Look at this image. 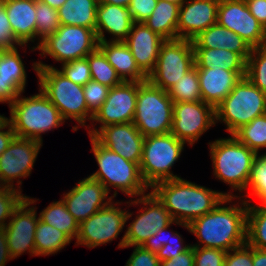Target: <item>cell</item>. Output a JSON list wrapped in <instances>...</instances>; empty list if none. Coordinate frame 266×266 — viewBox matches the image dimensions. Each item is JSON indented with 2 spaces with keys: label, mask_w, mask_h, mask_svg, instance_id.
I'll return each mask as SVG.
<instances>
[{
  "label": "cell",
  "mask_w": 266,
  "mask_h": 266,
  "mask_svg": "<svg viewBox=\"0 0 266 266\" xmlns=\"http://www.w3.org/2000/svg\"><path fill=\"white\" fill-rule=\"evenodd\" d=\"M234 199L240 200V203L226 205ZM247 210L246 199L238 195L225 197L212 211L189 224V232L199 241L192 246L218 248L228 252L246 244Z\"/></svg>",
  "instance_id": "obj_1"
},
{
  "label": "cell",
  "mask_w": 266,
  "mask_h": 266,
  "mask_svg": "<svg viewBox=\"0 0 266 266\" xmlns=\"http://www.w3.org/2000/svg\"><path fill=\"white\" fill-rule=\"evenodd\" d=\"M52 8L59 9L67 0H40Z\"/></svg>",
  "instance_id": "obj_57"
},
{
  "label": "cell",
  "mask_w": 266,
  "mask_h": 266,
  "mask_svg": "<svg viewBox=\"0 0 266 266\" xmlns=\"http://www.w3.org/2000/svg\"><path fill=\"white\" fill-rule=\"evenodd\" d=\"M133 23L128 8L113 4H98L95 32L99 42L107 41L104 32L112 36L109 41H124Z\"/></svg>",
  "instance_id": "obj_24"
},
{
  "label": "cell",
  "mask_w": 266,
  "mask_h": 266,
  "mask_svg": "<svg viewBox=\"0 0 266 266\" xmlns=\"http://www.w3.org/2000/svg\"><path fill=\"white\" fill-rule=\"evenodd\" d=\"M233 135L258 155L259 150L266 148V114L254 118Z\"/></svg>",
  "instance_id": "obj_38"
},
{
  "label": "cell",
  "mask_w": 266,
  "mask_h": 266,
  "mask_svg": "<svg viewBox=\"0 0 266 266\" xmlns=\"http://www.w3.org/2000/svg\"><path fill=\"white\" fill-rule=\"evenodd\" d=\"M226 251L194 246V266H224Z\"/></svg>",
  "instance_id": "obj_44"
},
{
  "label": "cell",
  "mask_w": 266,
  "mask_h": 266,
  "mask_svg": "<svg viewBox=\"0 0 266 266\" xmlns=\"http://www.w3.org/2000/svg\"><path fill=\"white\" fill-rule=\"evenodd\" d=\"M169 227L170 226H167L164 229L158 230L155 235L148 238L144 242L142 247L146 250L151 251L152 253H157L164 245L168 244V241L171 239V236L175 233L174 231L168 230ZM165 234H167V235H165Z\"/></svg>",
  "instance_id": "obj_50"
},
{
  "label": "cell",
  "mask_w": 266,
  "mask_h": 266,
  "mask_svg": "<svg viewBox=\"0 0 266 266\" xmlns=\"http://www.w3.org/2000/svg\"><path fill=\"white\" fill-rule=\"evenodd\" d=\"M39 219L64 232L71 240L78 236L79 223L68 211L62 198L44 208L39 214Z\"/></svg>",
  "instance_id": "obj_32"
},
{
  "label": "cell",
  "mask_w": 266,
  "mask_h": 266,
  "mask_svg": "<svg viewBox=\"0 0 266 266\" xmlns=\"http://www.w3.org/2000/svg\"><path fill=\"white\" fill-rule=\"evenodd\" d=\"M256 87L266 93V50L260 46L252 48L246 62V75Z\"/></svg>",
  "instance_id": "obj_39"
},
{
  "label": "cell",
  "mask_w": 266,
  "mask_h": 266,
  "mask_svg": "<svg viewBox=\"0 0 266 266\" xmlns=\"http://www.w3.org/2000/svg\"><path fill=\"white\" fill-rule=\"evenodd\" d=\"M10 260L12 257L7 244L6 233L4 229H0V266H5Z\"/></svg>",
  "instance_id": "obj_54"
},
{
  "label": "cell",
  "mask_w": 266,
  "mask_h": 266,
  "mask_svg": "<svg viewBox=\"0 0 266 266\" xmlns=\"http://www.w3.org/2000/svg\"><path fill=\"white\" fill-rule=\"evenodd\" d=\"M194 63L197 68L235 71L241 78L246 75V61L230 50L219 48H194Z\"/></svg>",
  "instance_id": "obj_29"
},
{
  "label": "cell",
  "mask_w": 266,
  "mask_h": 266,
  "mask_svg": "<svg viewBox=\"0 0 266 266\" xmlns=\"http://www.w3.org/2000/svg\"><path fill=\"white\" fill-rule=\"evenodd\" d=\"M34 241L36 256H47L60 252L72 240L64 232L39 219Z\"/></svg>",
  "instance_id": "obj_33"
},
{
  "label": "cell",
  "mask_w": 266,
  "mask_h": 266,
  "mask_svg": "<svg viewBox=\"0 0 266 266\" xmlns=\"http://www.w3.org/2000/svg\"><path fill=\"white\" fill-rule=\"evenodd\" d=\"M264 114L266 93L246 76L236 83L229 95L215 108L216 123L223 122L230 135Z\"/></svg>",
  "instance_id": "obj_7"
},
{
  "label": "cell",
  "mask_w": 266,
  "mask_h": 266,
  "mask_svg": "<svg viewBox=\"0 0 266 266\" xmlns=\"http://www.w3.org/2000/svg\"><path fill=\"white\" fill-rule=\"evenodd\" d=\"M89 137L92 144L91 152L94 153L99 167L89 177L101 182L109 193L110 188L114 187L113 198L117 196V190H120L129 198L146 194L149 187L141 176L140 166L110 151L99 144L92 136Z\"/></svg>",
  "instance_id": "obj_5"
},
{
  "label": "cell",
  "mask_w": 266,
  "mask_h": 266,
  "mask_svg": "<svg viewBox=\"0 0 266 266\" xmlns=\"http://www.w3.org/2000/svg\"><path fill=\"white\" fill-rule=\"evenodd\" d=\"M18 48L0 55V103L10 106L25 91L27 75Z\"/></svg>",
  "instance_id": "obj_23"
},
{
  "label": "cell",
  "mask_w": 266,
  "mask_h": 266,
  "mask_svg": "<svg viewBox=\"0 0 266 266\" xmlns=\"http://www.w3.org/2000/svg\"><path fill=\"white\" fill-rule=\"evenodd\" d=\"M262 47L266 50V29H265L264 43H263V46Z\"/></svg>",
  "instance_id": "obj_60"
},
{
  "label": "cell",
  "mask_w": 266,
  "mask_h": 266,
  "mask_svg": "<svg viewBox=\"0 0 266 266\" xmlns=\"http://www.w3.org/2000/svg\"><path fill=\"white\" fill-rule=\"evenodd\" d=\"M160 266H194V246L167 261H161Z\"/></svg>",
  "instance_id": "obj_51"
},
{
  "label": "cell",
  "mask_w": 266,
  "mask_h": 266,
  "mask_svg": "<svg viewBox=\"0 0 266 266\" xmlns=\"http://www.w3.org/2000/svg\"><path fill=\"white\" fill-rule=\"evenodd\" d=\"M182 236L175 231V233L171 236V239L168 241L167 245H164L157 253L158 260L167 261L171 258L176 257L180 253L188 250L192 245H183Z\"/></svg>",
  "instance_id": "obj_47"
},
{
  "label": "cell",
  "mask_w": 266,
  "mask_h": 266,
  "mask_svg": "<svg viewBox=\"0 0 266 266\" xmlns=\"http://www.w3.org/2000/svg\"><path fill=\"white\" fill-rule=\"evenodd\" d=\"M38 91L30 97L20 94L9 106V119L16 137L43 143L42 134L59 128L65 120L40 88Z\"/></svg>",
  "instance_id": "obj_4"
},
{
  "label": "cell",
  "mask_w": 266,
  "mask_h": 266,
  "mask_svg": "<svg viewBox=\"0 0 266 266\" xmlns=\"http://www.w3.org/2000/svg\"><path fill=\"white\" fill-rule=\"evenodd\" d=\"M39 199L26 196L13 211L10 220L4 228L7 244L12 259L20 257L27 251L30 256L35 254V231L39 221L36 206H30Z\"/></svg>",
  "instance_id": "obj_16"
},
{
  "label": "cell",
  "mask_w": 266,
  "mask_h": 266,
  "mask_svg": "<svg viewBox=\"0 0 266 266\" xmlns=\"http://www.w3.org/2000/svg\"><path fill=\"white\" fill-rule=\"evenodd\" d=\"M248 187L251 192L240 197L255 196L260 204L266 205V153L258 154L254 160Z\"/></svg>",
  "instance_id": "obj_40"
},
{
  "label": "cell",
  "mask_w": 266,
  "mask_h": 266,
  "mask_svg": "<svg viewBox=\"0 0 266 266\" xmlns=\"http://www.w3.org/2000/svg\"><path fill=\"white\" fill-rule=\"evenodd\" d=\"M98 48L104 53L122 81H147V76L137 66L129 47L124 41L107 40L99 42Z\"/></svg>",
  "instance_id": "obj_27"
},
{
  "label": "cell",
  "mask_w": 266,
  "mask_h": 266,
  "mask_svg": "<svg viewBox=\"0 0 266 266\" xmlns=\"http://www.w3.org/2000/svg\"><path fill=\"white\" fill-rule=\"evenodd\" d=\"M86 58L89 62L93 81L99 82L109 88L118 86L123 82L99 48L88 54Z\"/></svg>",
  "instance_id": "obj_36"
},
{
  "label": "cell",
  "mask_w": 266,
  "mask_h": 266,
  "mask_svg": "<svg viewBox=\"0 0 266 266\" xmlns=\"http://www.w3.org/2000/svg\"><path fill=\"white\" fill-rule=\"evenodd\" d=\"M248 202L246 243L254 248L266 250V205Z\"/></svg>",
  "instance_id": "obj_34"
},
{
  "label": "cell",
  "mask_w": 266,
  "mask_h": 266,
  "mask_svg": "<svg viewBox=\"0 0 266 266\" xmlns=\"http://www.w3.org/2000/svg\"><path fill=\"white\" fill-rule=\"evenodd\" d=\"M193 48H219L238 53L246 62L252 48L239 35L220 26L218 23L208 27L192 40Z\"/></svg>",
  "instance_id": "obj_28"
},
{
  "label": "cell",
  "mask_w": 266,
  "mask_h": 266,
  "mask_svg": "<svg viewBox=\"0 0 266 266\" xmlns=\"http://www.w3.org/2000/svg\"><path fill=\"white\" fill-rule=\"evenodd\" d=\"M194 65V48L191 40H165L160 47L156 66L147 80L154 86L168 91Z\"/></svg>",
  "instance_id": "obj_12"
},
{
  "label": "cell",
  "mask_w": 266,
  "mask_h": 266,
  "mask_svg": "<svg viewBox=\"0 0 266 266\" xmlns=\"http://www.w3.org/2000/svg\"><path fill=\"white\" fill-rule=\"evenodd\" d=\"M129 206L143 204L142 209L131 223H129L117 248H128L142 246L144 242L155 235L158 230L164 229L172 224L180 225L189 231V225L174 221L170 212L150 191L140 197L129 200Z\"/></svg>",
  "instance_id": "obj_10"
},
{
  "label": "cell",
  "mask_w": 266,
  "mask_h": 266,
  "mask_svg": "<svg viewBox=\"0 0 266 266\" xmlns=\"http://www.w3.org/2000/svg\"><path fill=\"white\" fill-rule=\"evenodd\" d=\"M163 1H168V2H172V3H179V4H181L184 0H163Z\"/></svg>",
  "instance_id": "obj_59"
},
{
  "label": "cell",
  "mask_w": 266,
  "mask_h": 266,
  "mask_svg": "<svg viewBox=\"0 0 266 266\" xmlns=\"http://www.w3.org/2000/svg\"><path fill=\"white\" fill-rule=\"evenodd\" d=\"M216 125L215 108L203 101L175 102L170 133L190 146Z\"/></svg>",
  "instance_id": "obj_14"
},
{
  "label": "cell",
  "mask_w": 266,
  "mask_h": 266,
  "mask_svg": "<svg viewBox=\"0 0 266 266\" xmlns=\"http://www.w3.org/2000/svg\"><path fill=\"white\" fill-rule=\"evenodd\" d=\"M33 69L39 78L41 91L60 111L64 120L77 122L72 130L86 126V120L92 121L93 114L88 110L83 86L73 83L57 68L41 61L33 63Z\"/></svg>",
  "instance_id": "obj_3"
},
{
  "label": "cell",
  "mask_w": 266,
  "mask_h": 266,
  "mask_svg": "<svg viewBox=\"0 0 266 266\" xmlns=\"http://www.w3.org/2000/svg\"><path fill=\"white\" fill-rule=\"evenodd\" d=\"M134 250L125 266H160L156 253L144 249L142 246H133Z\"/></svg>",
  "instance_id": "obj_48"
},
{
  "label": "cell",
  "mask_w": 266,
  "mask_h": 266,
  "mask_svg": "<svg viewBox=\"0 0 266 266\" xmlns=\"http://www.w3.org/2000/svg\"><path fill=\"white\" fill-rule=\"evenodd\" d=\"M217 23L239 35L251 48L263 46L265 29L250 13L245 0H220Z\"/></svg>",
  "instance_id": "obj_18"
},
{
  "label": "cell",
  "mask_w": 266,
  "mask_h": 266,
  "mask_svg": "<svg viewBox=\"0 0 266 266\" xmlns=\"http://www.w3.org/2000/svg\"><path fill=\"white\" fill-rule=\"evenodd\" d=\"M26 198L22 191L9 186H0V229H4L13 211ZM7 220V221H6Z\"/></svg>",
  "instance_id": "obj_41"
},
{
  "label": "cell",
  "mask_w": 266,
  "mask_h": 266,
  "mask_svg": "<svg viewBox=\"0 0 266 266\" xmlns=\"http://www.w3.org/2000/svg\"><path fill=\"white\" fill-rule=\"evenodd\" d=\"M224 266H253L252 247L246 243L228 251L225 255Z\"/></svg>",
  "instance_id": "obj_46"
},
{
  "label": "cell",
  "mask_w": 266,
  "mask_h": 266,
  "mask_svg": "<svg viewBox=\"0 0 266 266\" xmlns=\"http://www.w3.org/2000/svg\"><path fill=\"white\" fill-rule=\"evenodd\" d=\"M158 0H131L128 7L134 22H144L154 11Z\"/></svg>",
  "instance_id": "obj_49"
},
{
  "label": "cell",
  "mask_w": 266,
  "mask_h": 266,
  "mask_svg": "<svg viewBox=\"0 0 266 266\" xmlns=\"http://www.w3.org/2000/svg\"><path fill=\"white\" fill-rule=\"evenodd\" d=\"M14 137L15 133L10 122L4 128L0 129V155L7 149Z\"/></svg>",
  "instance_id": "obj_53"
},
{
  "label": "cell",
  "mask_w": 266,
  "mask_h": 266,
  "mask_svg": "<svg viewBox=\"0 0 266 266\" xmlns=\"http://www.w3.org/2000/svg\"><path fill=\"white\" fill-rule=\"evenodd\" d=\"M165 41L144 22H134L124 42L129 47L137 66L148 77L154 70L159 50Z\"/></svg>",
  "instance_id": "obj_22"
},
{
  "label": "cell",
  "mask_w": 266,
  "mask_h": 266,
  "mask_svg": "<svg viewBox=\"0 0 266 266\" xmlns=\"http://www.w3.org/2000/svg\"><path fill=\"white\" fill-rule=\"evenodd\" d=\"M98 4H113L128 8L131 0H97Z\"/></svg>",
  "instance_id": "obj_56"
},
{
  "label": "cell",
  "mask_w": 266,
  "mask_h": 266,
  "mask_svg": "<svg viewBox=\"0 0 266 266\" xmlns=\"http://www.w3.org/2000/svg\"><path fill=\"white\" fill-rule=\"evenodd\" d=\"M4 6L11 29L22 46L36 39V0H0Z\"/></svg>",
  "instance_id": "obj_26"
},
{
  "label": "cell",
  "mask_w": 266,
  "mask_h": 266,
  "mask_svg": "<svg viewBox=\"0 0 266 266\" xmlns=\"http://www.w3.org/2000/svg\"><path fill=\"white\" fill-rule=\"evenodd\" d=\"M253 266H266V250L252 247Z\"/></svg>",
  "instance_id": "obj_55"
},
{
  "label": "cell",
  "mask_w": 266,
  "mask_h": 266,
  "mask_svg": "<svg viewBox=\"0 0 266 266\" xmlns=\"http://www.w3.org/2000/svg\"><path fill=\"white\" fill-rule=\"evenodd\" d=\"M122 202L112 200L107 206L98 210L87 220L79 224V232L76 238V245H83L88 248H96L117 239L127 220L132 213L122 210L116 205Z\"/></svg>",
  "instance_id": "obj_13"
},
{
  "label": "cell",
  "mask_w": 266,
  "mask_h": 266,
  "mask_svg": "<svg viewBox=\"0 0 266 266\" xmlns=\"http://www.w3.org/2000/svg\"><path fill=\"white\" fill-rule=\"evenodd\" d=\"M35 10L36 40H38V43H36V46L32 47V51L37 50L41 42L49 35L54 34L61 25L59 21L58 9L52 8L40 0H36Z\"/></svg>",
  "instance_id": "obj_37"
},
{
  "label": "cell",
  "mask_w": 266,
  "mask_h": 266,
  "mask_svg": "<svg viewBox=\"0 0 266 266\" xmlns=\"http://www.w3.org/2000/svg\"><path fill=\"white\" fill-rule=\"evenodd\" d=\"M151 189L173 220L186 225L212 211L225 197H237L232 192L212 190L181 177L158 182Z\"/></svg>",
  "instance_id": "obj_2"
},
{
  "label": "cell",
  "mask_w": 266,
  "mask_h": 266,
  "mask_svg": "<svg viewBox=\"0 0 266 266\" xmlns=\"http://www.w3.org/2000/svg\"><path fill=\"white\" fill-rule=\"evenodd\" d=\"M9 122H10L9 118L0 115V129L4 128Z\"/></svg>",
  "instance_id": "obj_58"
},
{
  "label": "cell",
  "mask_w": 266,
  "mask_h": 266,
  "mask_svg": "<svg viewBox=\"0 0 266 266\" xmlns=\"http://www.w3.org/2000/svg\"><path fill=\"white\" fill-rule=\"evenodd\" d=\"M181 4L158 0L152 14L144 23L165 40L177 39V23Z\"/></svg>",
  "instance_id": "obj_31"
},
{
  "label": "cell",
  "mask_w": 266,
  "mask_h": 266,
  "mask_svg": "<svg viewBox=\"0 0 266 266\" xmlns=\"http://www.w3.org/2000/svg\"><path fill=\"white\" fill-rule=\"evenodd\" d=\"M202 101L216 108L241 77L232 70L197 68Z\"/></svg>",
  "instance_id": "obj_25"
},
{
  "label": "cell",
  "mask_w": 266,
  "mask_h": 266,
  "mask_svg": "<svg viewBox=\"0 0 266 266\" xmlns=\"http://www.w3.org/2000/svg\"><path fill=\"white\" fill-rule=\"evenodd\" d=\"M169 97L175 102L202 101L197 67L194 65L177 83L168 90Z\"/></svg>",
  "instance_id": "obj_35"
},
{
  "label": "cell",
  "mask_w": 266,
  "mask_h": 266,
  "mask_svg": "<svg viewBox=\"0 0 266 266\" xmlns=\"http://www.w3.org/2000/svg\"><path fill=\"white\" fill-rule=\"evenodd\" d=\"M97 0H67L59 9L61 25L96 29Z\"/></svg>",
  "instance_id": "obj_30"
},
{
  "label": "cell",
  "mask_w": 266,
  "mask_h": 266,
  "mask_svg": "<svg viewBox=\"0 0 266 266\" xmlns=\"http://www.w3.org/2000/svg\"><path fill=\"white\" fill-rule=\"evenodd\" d=\"M108 194L109 192L101 182L88 176L79 180L69 192L64 193L62 200L80 224L113 200V196H108Z\"/></svg>",
  "instance_id": "obj_19"
},
{
  "label": "cell",
  "mask_w": 266,
  "mask_h": 266,
  "mask_svg": "<svg viewBox=\"0 0 266 266\" xmlns=\"http://www.w3.org/2000/svg\"><path fill=\"white\" fill-rule=\"evenodd\" d=\"M61 66L59 71L73 83L84 86L87 82L92 80L87 58L69 61L63 63Z\"/></svg>",
  "instance_id": "obj_42"
},
{
  "label": "cell",
  "mask_w": 266,
  "mask_h": 266,
  "mask_svg": "<svg viewBox=\"0 0 266 266\" xmlns=\"http://www.w3.org/2000/svg\"><path fill=\"white\" fill-rule=\"evenodd\" d=\"M250 13L266 29V0H245Z\"/></svg>",
  "instance_id": "obj_52"
},
{
  "label": "cell",
  "mask_w": 266,
  "mask_h": 266,
  "mask_svg": "<svg viewBox=\"0 0 266 266\" xmlns=\"http://www.w3.org/2000/svg\"><path fill=\"white\" fill-rule=\"evenodd\" d=\"M41 146L39 141L15 136L0 155V186L16 188V179L17 189L21 191L20 178L30 176Z\"/></svg>",
  "instance_id": "obj_15"
},
{
  "label": "cell",
  "mask_w": 266,
  "mask_h": 266,
  "mask_svg": "<svg viewBox=\"0 0 266 266\" xmlns=\"http://www.w3.org/2000/svg\"><path fill=\"white\" fill-rule=\"evenodd\" d=\"M173 104L168 91L148 80L138 82L133 124L144 137L167 134L172 128Z\"/></svg>",
  "instance_id": "obj_8"
},
{
  "label": "cell",
  "mask_w": 266,
  "mask_h": 266,
  "mask_svg": "<svg viewBox=\"0 0 266 266\" xmlns=\"http://www.w3.org/2000/svg\"><path fill=\"white\" fill-rule=\"evenodd\" d=\"M138 93V82L123 81L110 88L106 101L92 118L100 123L99 129L108 125L133 122Z\"/></svg>",
  "instance_id": "obj_20"
},
{
  "label": "cell",
  "mask_w": 266,
  "mask_h": 266,
  "mask_svg": "<svg viewBox=\"0 0 266 266\" xmlns=\"http://www.w3.org/2000/svg\"><path fill=\"white\" fill-rule=\"evenodd\" d=\"M220 0H184L179 7L177 38L193 40L217 23Z\"/></svg>",
  "instance_id": "obj_21"
},
{
  "label": "cell",
  "mask_w": 266,
  "mask_h": 266,
  "mask_svg": "<svg viewBox=\"0 0 266 266\" xmlns=\"http://www.w3.org/2000/svg\"><path fill=\"white\" fill-rule=\"evenodd\" d=\"M208 144L215 178L231 186L232 192L234 190L243 193L248 188L257 154L234 135Z\"/></svg>",
  "instance_id": "obj_6"
},
{
  "label": "cell",
  "mask_w": 266,
  "mask_h": 266,
  "mask_svg": "<svg viewBox=\"0 0 266 266\" xmlns=\"http://www.w3.org/2000/svg\"><path fill=\"white\" fill-rule=\"evenodd\" d=\"M185 144L170 132L145 137L139 166L149 188L161 181L180 178L173 174L171 168L180 158Z\"/></svg>",
  "instance_id": "obj_9"
},
{
  "label": "cell",
  "mask_w": 266,
  "mask_h": 266,
  "mask_svg": "<svg viewBox=\"0 0 266 266\" xmlns=\"http://www.w3.org/2000/svg\"><path fill=\"white\" fill-rule=\"evenodd\" d=\"M94 29L81 26L60 25L58 30L43 40L37 50L41 57L51 56L61 64L86 58L98 48Z\"/></svg>",
  "instance_id": "obj_11"
},
{
  "label": "cell",
  "mask_w": 266,
  "mask_h": 266,
  "mask_svg": "<svg viewBox=\"0 0 266 266\" xmlns=\"http://www.w3.org/2000/svg\"><path fill=\"white\" fill-rule=\"evenodd\" d=\"M88 134L99 144L119 154L126 160L140 164L145 137L133 122L108 125L100 129L88 125Z\"/></svg>",
  "instance_id": "obj_17"
},
{
  "label": "cell",
  "mask_w": 266,
  "mask_h": 266,
  "mask_svg": "<svg viewBox=\"0 0 266 266\" xmlns=\"http://www.w3.org/2000/svg\"><path fill=\"white\" fill-rule=\"evenodd\" d=\"M109 90V87L93 80L83 86L87 108L93 115L106 101Z\"/></svg>",
  "instance_id": "obj_43"
},
{
  "label": "cell",
  "mask_w": 266,
  "mask_h": 266,
  "mask_svg": "<svg viewBox=\"0 0 266 266\" xmlns=\"http://www.w3.org/2000/svg\"><path fill=\"white\" fill-rule=\"evenodd\" d=\"M18 46L24 47L17 41L11 29L7 12L0 3V48L4 51L19 48Z\"/></svg>",
  "instance_id": "obj_45"
}]
</instances>
